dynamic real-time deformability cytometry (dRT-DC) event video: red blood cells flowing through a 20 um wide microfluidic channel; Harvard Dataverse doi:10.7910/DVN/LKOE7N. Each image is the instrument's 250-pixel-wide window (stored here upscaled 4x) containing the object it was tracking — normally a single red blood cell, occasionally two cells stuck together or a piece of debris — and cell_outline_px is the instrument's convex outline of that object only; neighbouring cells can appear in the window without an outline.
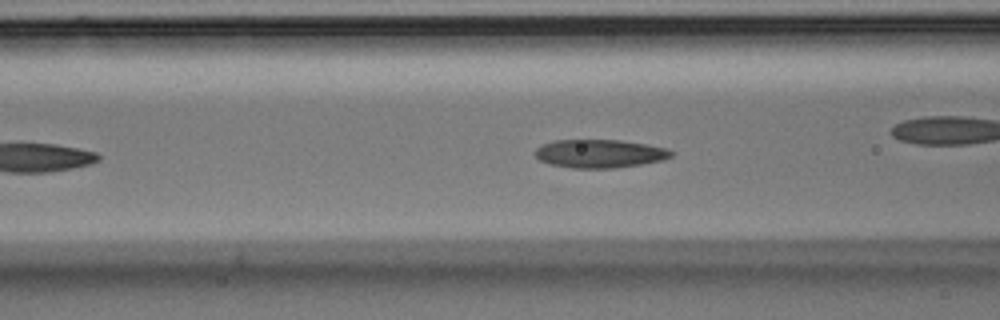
{"species": "Egyptian fruit bat (a non-hibernating species)", "species_latin": "Rousettus aegyptiacus", "temperature_condition": "room temperature", "stored_images_in_passage": 44, "camera_frame_rate_fps": 3000, "um_per_image_px": 0.085, "animal": {"sex": "male"}, "frame": {"image": 1, "passage_image": 13, "time_ms": 4.0, "image_size_px": [1000, 320], "cell_outline_px": [[672, 156], [664, 160], [640, 164], [612, 168], [572, 168], [548, 164], [540, 160], [536, 156], [536, 148], [552, 140], [620, 140], [644, 144], [664, 148], [672, 152]], "centroid_in_image_um": [50.93, 13.06], "position_along_channel_um": 115.7, "area_um2": 22.25}, "authors_computed_cell_mechanics": {"area_um2": 22.1374, "velocity_mm_per_s": 3.6345, "shape_relaxation_time_tau1_ms": 5.5771, "shape_relaxation_time_tau2_ms": 1.8119, "deformation_change_tau1": 0.1765, "deformation_change_tau2": 0.0914}}